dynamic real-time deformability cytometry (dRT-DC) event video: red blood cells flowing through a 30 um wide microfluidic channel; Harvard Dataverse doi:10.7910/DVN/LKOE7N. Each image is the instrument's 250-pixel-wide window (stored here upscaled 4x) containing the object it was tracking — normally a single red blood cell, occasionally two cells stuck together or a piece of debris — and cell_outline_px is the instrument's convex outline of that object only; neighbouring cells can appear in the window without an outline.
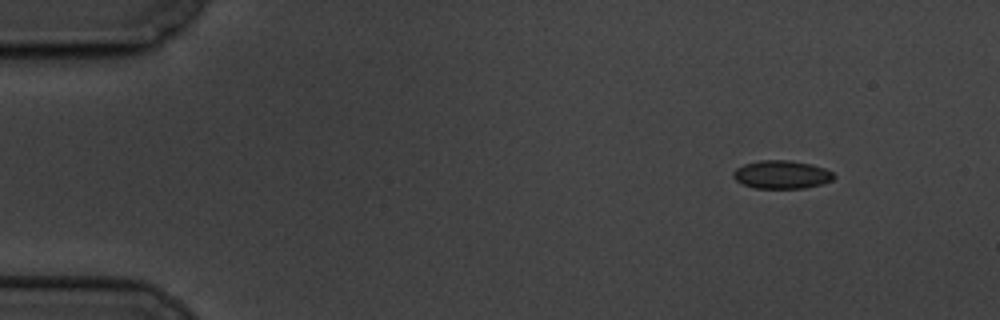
{"species": "common noctule bat (a hibernating species)", "species_latin": "Nyctalus noctula", "temperature_condition": "cold", "stored_images_in_passage": 7, "camera_frame_rate_fps": 3000, "um_per_image_px": 0.085, "animal": {"sex": "male", "body_mass_g": 19.5, "forearm_length_mm": 54.6}, "frame": {"image": 1, "passage_image": 1, "time_ms": 0.0, "image_size_px": [1000, 320], "cell_outline_px": [[836, 176], [832, 180], [820, 184], [804, 188], [756, 188], [744, 184], [736, 180], [732, 176], [732, 172], [736, 168], [744, 164], [760, 160], [788, 160], [812, 164], [824, 168], [832, 172]], "centroid_in_image_um": [66.43, 14.83], "position_along_channel_um": 18.6, "area_um2": 16.47}}
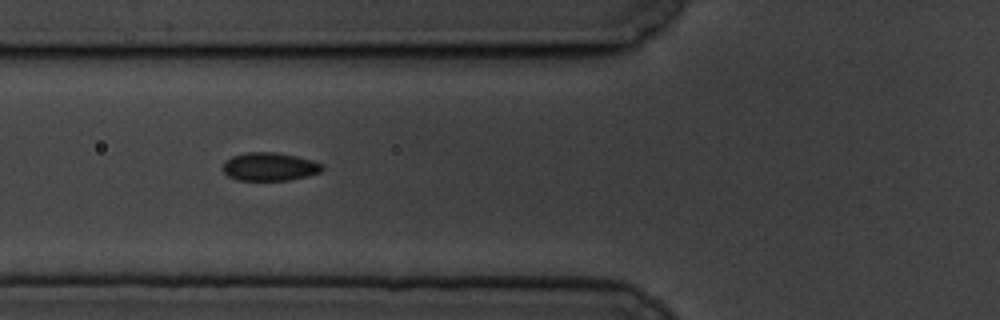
{"frame": {"image": 2, "passage_image": 5, "time_ms": 5.333, "image_size_px": [1000, 320], "cell_outline_px": [[324, 168], [320, 172], [308, 176], [288, 180], [236, 180], [228, 176], [224, 172], [224, 160], [232, 156], [244, 152], [272, 152], [296, 156], [312, 160], [324, 164]], "centroid_in_image_um": [22.92, 14.16], "position_along_channel_um": 102.9, "area_um2": 16.42}}
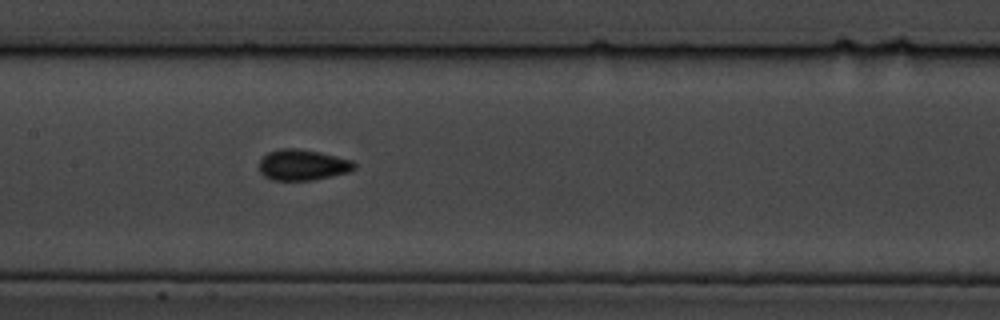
{"frame": {"image": 3, "passage_image": 7, "time_ms": 7.667, "image_size_px": [1000, 320], "cell_outline_px": [[356, 168], [348, 172], [332, 176], [312, 180], [272, 180], [264, 176], [260, 172], [260, 160], [268, 152], [280, 148], [296, 148], [320, 152], [352, 160], [356, 164]], "centroid_in_image_um": [25.73, 14.01], "position_along_channel_um": 181.7, "area_um2": 17.11}}